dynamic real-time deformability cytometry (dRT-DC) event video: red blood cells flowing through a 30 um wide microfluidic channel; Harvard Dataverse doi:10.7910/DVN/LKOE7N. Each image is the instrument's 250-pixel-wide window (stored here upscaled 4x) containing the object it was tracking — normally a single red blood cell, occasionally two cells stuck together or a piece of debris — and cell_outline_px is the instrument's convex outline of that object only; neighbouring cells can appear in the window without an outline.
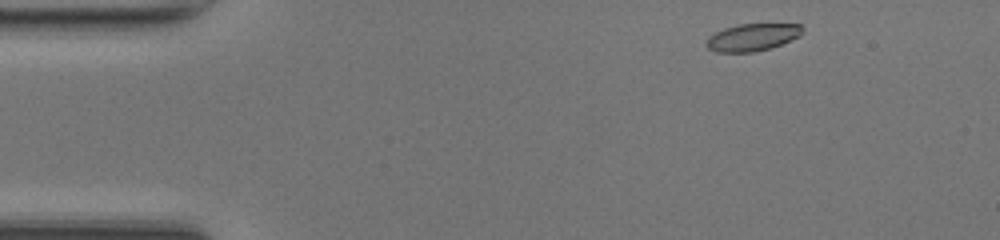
{"species": "common noctule bat (a hibernating species)", "species_latin": "Nyctalus noctula", "temperature_condition": "room temperature", "stored_images_in_passage": 44, "camera_frame_rate_fps": 3000, "um_per_image_px": 0.085, "animal": {"sex": "female", "body_mass_g": 17.0, "forearm_length_mm": 48.0}, "frame": {"image": 1, "passage_image": 1, "time_ms": 0.0, "image_size_px": [1000, 240], "cell_outline_px": [[804, 32], [800, 36], [780, 44], [768, 48], [752, 52], [716, 52], [708, 48], [704, 44], [708, 36], [724, 28], [740, 24], [800, 24], [804, 28]], "centroid_in_image_um": [63.94, 3.16], "position_along_channel_um": 21.1, "area_um2": 15.26}}
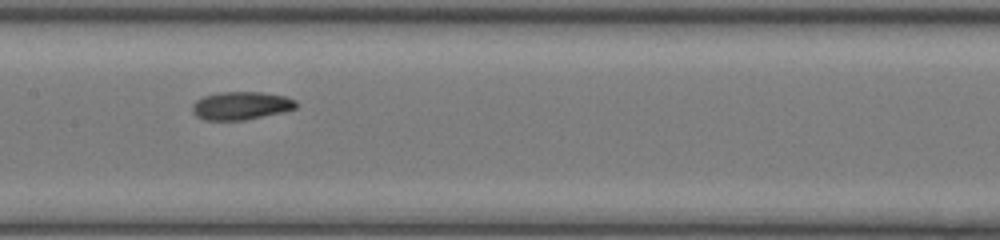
{"frame": {"image": 2, "passage_image": 19, "time_ms": 6.0, "image_size_px": [1000, 240], "cell_outline_px": [[296, 108], [284, 112], [244, 120], [204, 120], [196, 116], [192, 112], [192, 104], [196, 100], [204, 96], [220, 92], [264, 92], [284, 96], [296, 100]], "centroid_in_image_um": [20.48, 8.98], "position_along_channel_um": 186.9, "area_um2": 17.05}}
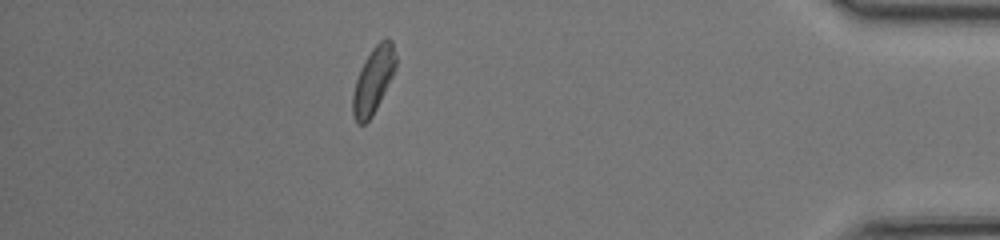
{"frame": {"image": 3, "passage_image": 38, "time_ms": 12.333, "image_size_px": [1000, 240], "cell_outline_px": [[396, 68], [372, 116], [364, 124], [356, 124], [352, 112], [352, 96], [356, 80], [360, 68], [364, 60], [372, 48], [384, 36], [388, 36], [392, 40], [396, 56]], "centroid_in_image_um": [31.73, 6.78], "position_along_channel_um": 403.5, "area_um2": 16.65}, "authors_computed_cell_mechanics": {"area_um2": 16.3574, "velocity_mm_per_s": 4.2062, "shape_relaxation_time_tau1_ms": 3.3504, "shape_relaxation_time_tau2_ms": null, "deformation_change_tau1": 0.1124, "deformation_change_tau2": null}}